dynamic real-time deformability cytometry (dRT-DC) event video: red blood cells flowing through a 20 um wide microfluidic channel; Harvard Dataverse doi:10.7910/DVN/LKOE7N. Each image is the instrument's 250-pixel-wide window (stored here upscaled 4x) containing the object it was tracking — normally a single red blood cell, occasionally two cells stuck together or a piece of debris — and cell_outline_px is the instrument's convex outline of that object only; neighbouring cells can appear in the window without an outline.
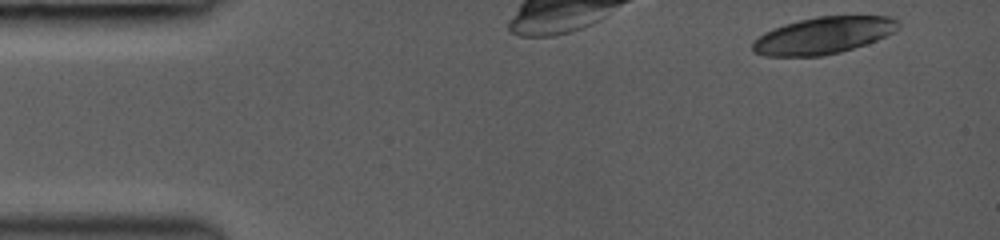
{"species": "common noctule bat (a hibernating species)", "species_latin": "Nyctalus noctula", "temperature_condition": "room temperature", "stored_images_in_passage": 37, "camera_frame_rate_fps": 3000, "um_per_image_px": 0.085, "animal": {"sex": "female", "body_mass_g": 19.0, "forearm_length_mm": 53.3}, "frame": {"image": 1, "passage_image": 1, "time_ms": 0.0, "image_size_px": [1000, 240], "cell_outline_px": [[900, 28], [876, 40], [840, 52], [824, 56], [764, 56], [752, 52], [752, 40], [764, 32], [784, 24], [816, 16], [892, 16], [900, 24]], "centroid_in_image_um": [69.94, 3.01], "position_along_channel_um": 15.1, "area_um2": 31.33}}